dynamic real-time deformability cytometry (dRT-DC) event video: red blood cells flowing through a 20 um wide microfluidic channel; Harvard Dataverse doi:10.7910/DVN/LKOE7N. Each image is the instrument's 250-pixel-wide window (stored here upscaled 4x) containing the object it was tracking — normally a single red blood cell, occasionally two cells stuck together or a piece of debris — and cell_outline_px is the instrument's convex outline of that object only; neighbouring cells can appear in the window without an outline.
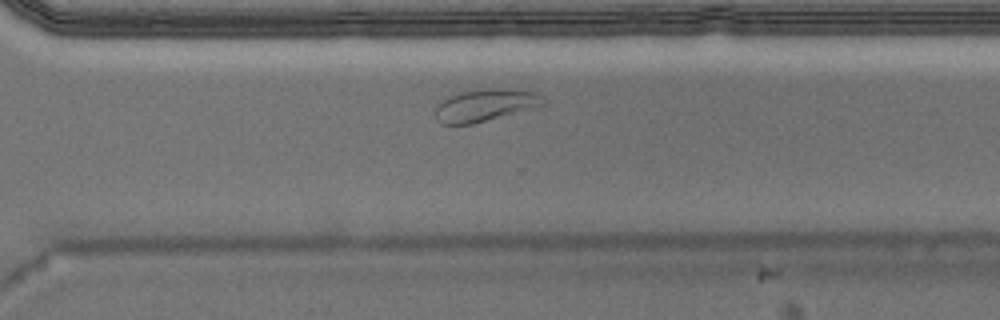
{"species": "Egyptian fruit bat (a non-hibernating species)", "species_latin": "Rousettus aegyptiacus", "temperature_condition": "warm", "stored_images_in_passage": 36, "camera_frame_rate_fps": 3000, "um_per_image_px": 0.085, "animal": {"sex": "male"}, "frame": {"image": 1, "passage_image": 21, "time_ms": 6.667, "image_size_px": [1000, 320], "cell_outline_px": [[544, 104], [540, 108], [472, 124], [440, 124], [436, 120], [436, 108], [440, 100], [448, 96], [460, 92], [488, 88], [504, 88], [532, 92], [540, 96]], "centroid_in_image_um": [41.23, 8.96], "position_along_channel_um": 329.4, "area_um2": 20.52}}